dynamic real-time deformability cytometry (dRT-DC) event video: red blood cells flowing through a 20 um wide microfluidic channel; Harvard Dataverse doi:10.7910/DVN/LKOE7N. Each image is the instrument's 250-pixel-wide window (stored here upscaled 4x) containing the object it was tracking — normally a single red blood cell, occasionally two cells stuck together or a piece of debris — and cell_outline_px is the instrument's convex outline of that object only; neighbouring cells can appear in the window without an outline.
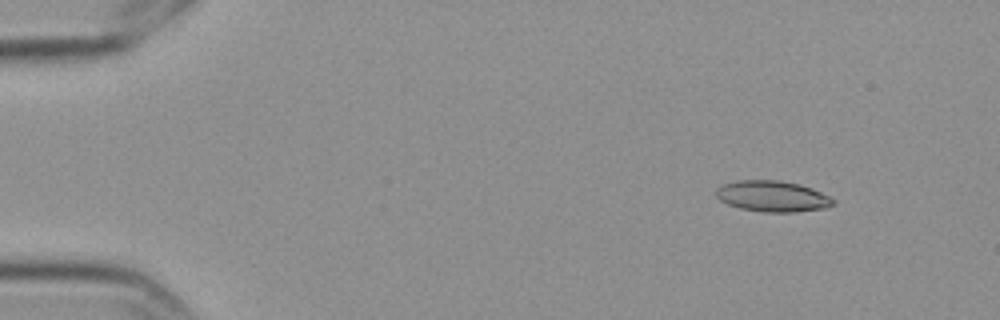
{"species": "Egyptian fruit bat (a non-hibernating species)", "species_latin": "Rousettus aegyptiacus", "temperature_condition": "cold", "stored_images_in_passage": 6, "camera_frame_rate_fps": 3000, "um_per_image_px": 0.085, "frame": {"image": 1, "passage_image": 2, "time_ms": 0.333, "image_size_px": [1000, 320], "cell_outline_px": [[836, 204], [828, 208], [796, 212], [764, 212], [740, 208], [728, 204], [720, 200], [716, 196], [716, 188], [724, 184], [736, 180], [780, 180], [800, 184], [812, 188], [836, 200]], "centroid_in_image_um": [65.69, 16.68], "position_along_channel_um": 19.3, "area_um2": 21.33}}
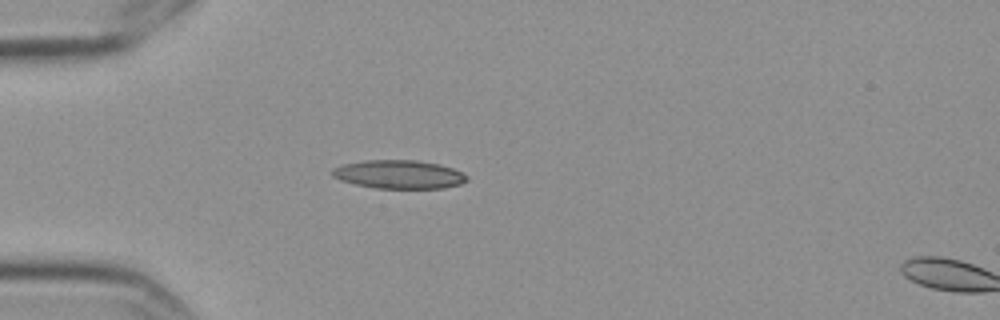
{"frame": {"image": 2, "passage_image": 5, "time_ms": 1.333, "image_size_px": [1000, 320], "cell_outline_px": [[468, 180], [460, 184], [444, 188], [372, 188], [340, 180], [332, 176], [332, 168], [344, 164], [364, 160], [416, 160], [440, 164], [452, 168], [468, 176]], "centroid_in_image_um": [33.9, 14.82], "position_along_channel_um": 51.1, "area_um2": 22.37}}